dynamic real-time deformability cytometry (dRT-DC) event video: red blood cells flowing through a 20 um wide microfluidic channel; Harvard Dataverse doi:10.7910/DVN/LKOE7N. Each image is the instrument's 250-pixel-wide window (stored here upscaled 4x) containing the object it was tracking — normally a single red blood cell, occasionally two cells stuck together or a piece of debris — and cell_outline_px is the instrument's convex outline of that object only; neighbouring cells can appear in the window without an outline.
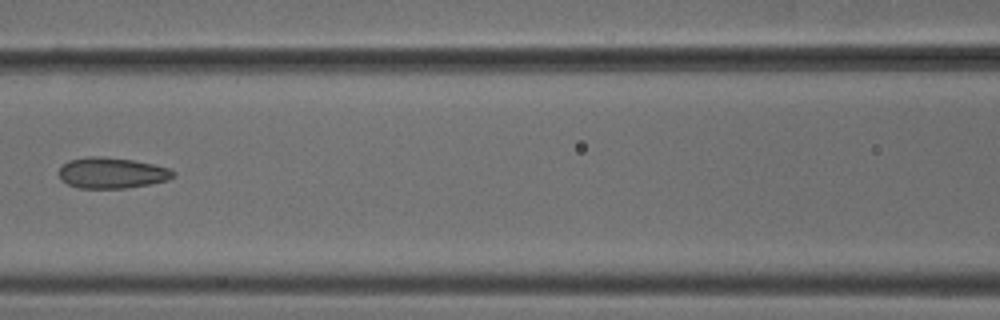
{"species": "common noctule bat (a hibernating species)", "species_latin": "Nyctalus noctula", "temperature_condition": "cold", "stored_images_in_passage": 7, "camera_frame_rate_fps": 3000, "um_per_image_px": 0.085, "animal": {"sex": "male", "body_mass_g": 18.8}, "frame": {"image": 1, "passage_image": 7, "time_ms": 2.0, "image_size_px": [1000, 320], "cell_outline_px": [[176, 176], [168, 180], [148, 184], [124, 188], [80, 188], [68, 184], [60, 180], [60, 168], [68, 160], [88, 156], [100, 156], [132, 160], [152, 164], [168, 168], [176, 172]], "centroid_in_image_um": [9.51, 14.69], "position_along_channel_um": 157.1, "area_um2": 20.46}}